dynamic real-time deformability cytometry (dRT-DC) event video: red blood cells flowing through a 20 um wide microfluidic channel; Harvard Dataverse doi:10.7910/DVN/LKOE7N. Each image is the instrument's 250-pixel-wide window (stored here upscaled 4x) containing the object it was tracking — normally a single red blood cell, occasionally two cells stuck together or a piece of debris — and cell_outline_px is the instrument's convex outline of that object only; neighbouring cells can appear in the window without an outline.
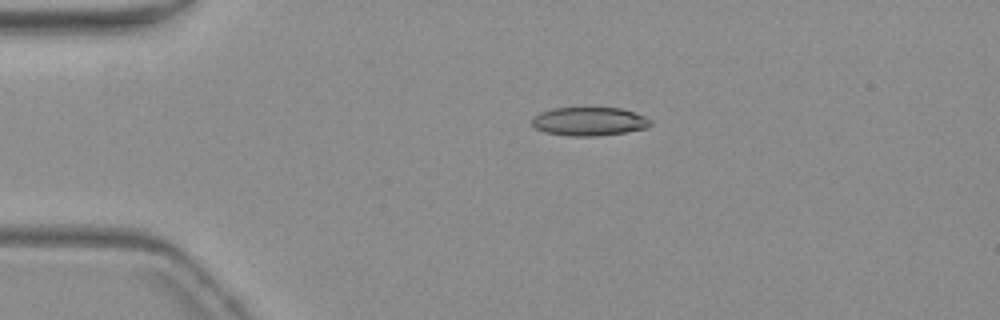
{"species": "common noctule bat (a hibernating species)", "species_latin": "Nyctalus noctula", "temperature_condition": "warm", "stored_images_in_passage": 6, "camera_frame_rate_fps": 3000, "um_per_image_px": 0.085, "animal": {"sex": "female", "body_mass_g": 19.3, "forearm_length_mm": 54.1}, "frame": {"image": 1, "passage_image": 4, "time_ms": 3.667, "image_size_px": [1000, 320], "cell_outline_px": [[652, 124], [648, 128], [624, 132], [596, 136], [568, 136], [544, 132], [536, 128], [532, 124], [532, 116], [540, 112], [552, 108], [620, 108], [636, 112], [652, 120]], "centroid_in_image_um": [50.09, 10.32], "position_along_channel_um": 34.9, "area_um2": 19.88}}
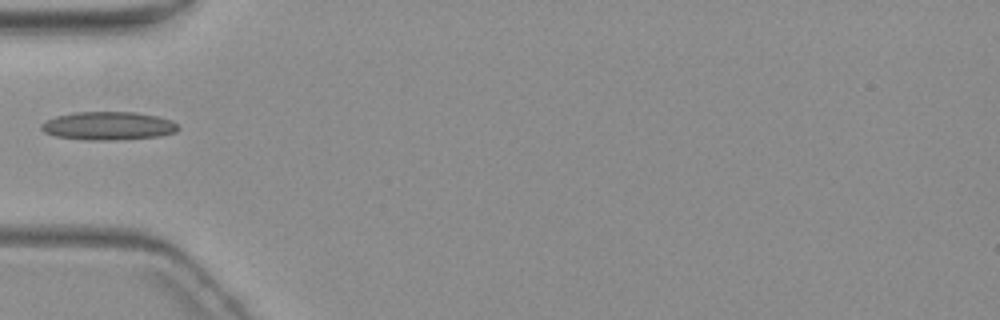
{"frame": {"image": 2, "passage_image": 6, "time_ms": 6.0, "image_size_px": [1000, 320], "cell_outline_px": [[180, 128], [176, 132], [160, 136], [116, 140], [84, 140], [56, 136], [44, 132], [40, 128], [40, 124], [44, 120], [56, 116], [76, 112], [136, 112], [156, 116], [172, 120]], "centroid_in_image_um": [9.18, 10.7], "position_along_channel_um": 75.8, "area_um2": 22.72}}